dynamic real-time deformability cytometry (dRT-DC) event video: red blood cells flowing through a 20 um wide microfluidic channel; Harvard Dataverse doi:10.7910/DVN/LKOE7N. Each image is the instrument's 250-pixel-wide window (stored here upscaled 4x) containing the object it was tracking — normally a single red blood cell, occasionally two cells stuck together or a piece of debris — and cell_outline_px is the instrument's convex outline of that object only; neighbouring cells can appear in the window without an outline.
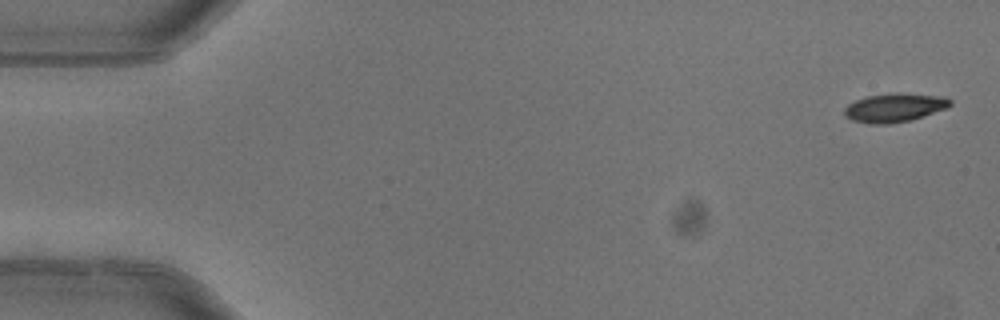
{"species": "common noctule bat (a hibernating species)", "species_latin": "Nyctalus noctula", "temperature_condition": "warm", "stored_images_in_passage": 4, "camera_frame_rate_fps": 3000, "um_per_image_px": 0.085, "animal": {"sex": "female"}, "frame": {"image": 1, "passage_image": 1, "time_ms": 0.0, "image_size_px": [1000, 320], "cell_outline_px": [[952, 104], [948, 108], [912, 120], [888, 124], [872, 124], [852, 120], [844, 116], [844, 108], [848, 104], [856, 100], [868, 96], [892, 92], [900, 92], [944, 96], [952, 100]], "centroid_in_image_um": [76.07, 9.14], "position_along_channel_um": 8.9, "area_um2": 18.03}}